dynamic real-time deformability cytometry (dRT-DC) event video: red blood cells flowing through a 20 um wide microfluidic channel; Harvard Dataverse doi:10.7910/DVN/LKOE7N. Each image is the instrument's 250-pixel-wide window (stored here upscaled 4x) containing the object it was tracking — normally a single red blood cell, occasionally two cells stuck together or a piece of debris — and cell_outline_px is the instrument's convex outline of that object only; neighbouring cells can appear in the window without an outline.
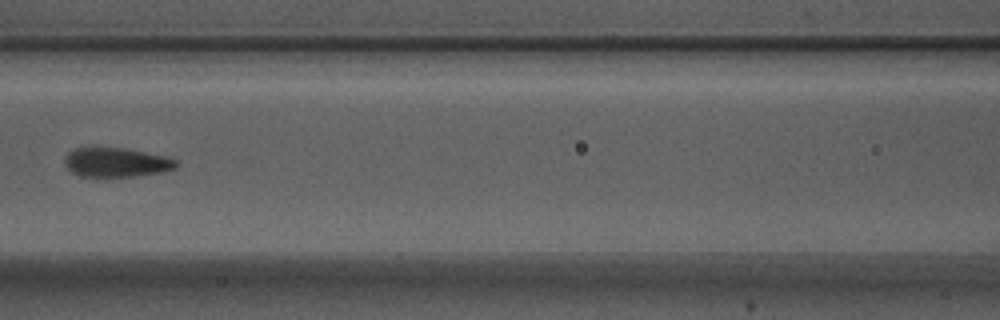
{"species": "Egyptian fruit bat (a non-hibernating species)", "species_latin": "Rousettus aegyptiacus", "temperature_condition": "warm", "stored_images_in_passage": 7, "camera_frame_rate_fps": 3000, "um_per_image_px": 0.085, "animal": {"sex": "male"}, "frame": {"image": 1, "passage_image": 7, "time_ms": 2.0, "image_size_px": [1000, 320], "cell_outline_px": [[180, 164], [176, 168], [160, 172], [132, 176], [80, 176], [72, 172], [64, 164], [64, 160], [68, 152], [72, 148], [88, 144], [124, 148], [168, 156], [176, 160]], "centroid_in_image_um": [9.83, 13.74], "position_along_channel_um": 156.8, "area_um2": 19.71}}